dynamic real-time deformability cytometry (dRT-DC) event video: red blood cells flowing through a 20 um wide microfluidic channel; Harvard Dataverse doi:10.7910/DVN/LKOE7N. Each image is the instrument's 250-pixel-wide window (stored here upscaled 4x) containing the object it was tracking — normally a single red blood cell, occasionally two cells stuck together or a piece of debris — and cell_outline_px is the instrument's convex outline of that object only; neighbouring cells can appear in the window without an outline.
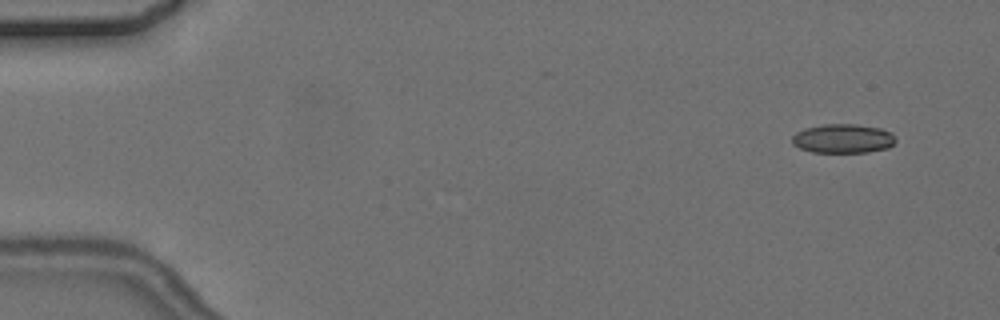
{"species": "common noctule bat (a hibernating species)", "species_latin": "Nyctalus noctula", "temperature_condition": "cold", "stored_images_in_passage": 5, "camera_frame_rate_fps": 3000, "um_per_image_px": 0.085, "animal": {"sex": "female", "body_mass_g": 24.6, "forearm_length_mm": 56.2}, "frame": {"image": 1, "passage_image": 2, "time_ms": 1.0, "image_size_px": [1000, 320], "cell_outline_px": [[896, 140], [888, 148], [868, 152], [812, 152], [800, 148], [792, 144], [792, 136], [796, 132], [804, 128], [824, 124], [856, 124], [880, 128], [892, 132], [896, 136]], "centroid_in_image_um": [71.66, 11.77], "position_along_channel_um": 13.3, "area_um2": 17.69}}